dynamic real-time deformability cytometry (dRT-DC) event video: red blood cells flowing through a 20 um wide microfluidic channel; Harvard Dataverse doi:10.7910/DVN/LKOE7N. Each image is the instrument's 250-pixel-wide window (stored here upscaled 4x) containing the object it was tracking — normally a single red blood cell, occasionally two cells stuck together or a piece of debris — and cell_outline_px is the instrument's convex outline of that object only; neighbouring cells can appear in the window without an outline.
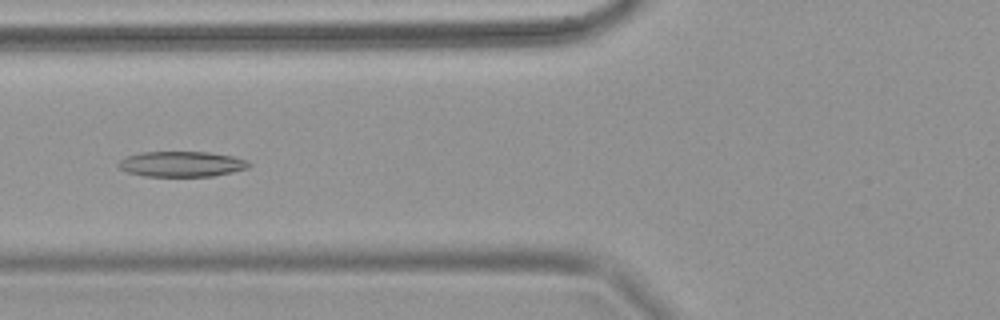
{"species": "common noctule bat (a hibernating species)", "species_latin": "Nyctalus noctula", "temperature_condition": "warm", "stored_images_in_passage": 67, "camera_frame_rate_fps": 3000, "um_per_image_px": 0.085, "animal": {"sex": "female", "body_mass_g": 18.4}, "frame": {"image": 1, "passage_image": 28, "time_ms": 9.0, "image_size_px": [1000, 320], "cell_outline_px": [[252, 164], [248, 168], [232, 172], [212, 176], [144, 176], [128, 172], [120, 168], [116, 164], [124, 156], [140, 152], [208, 152], [232, 156], [248, 160]], "centroid_in_image_um": [15.43, 13.94], "position_along_channel_um": 110.4, "area_um2": 19.42}}
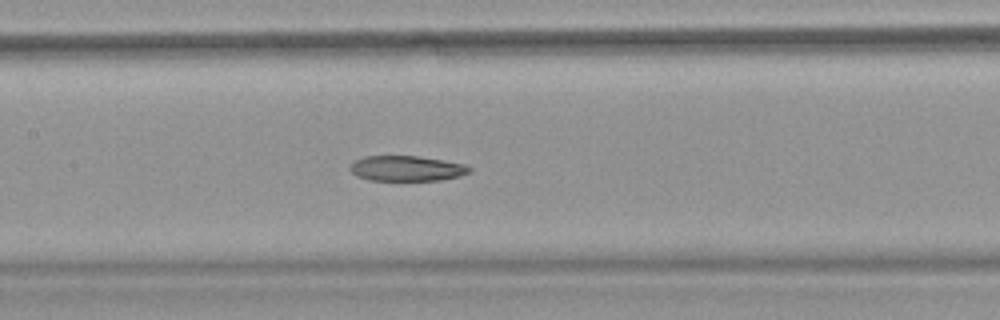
{"frame": {"image": 2, "passage_image": 34, "time_ms": 11.0, "image_size_px": [1000, 320], "cell_outline_px": [[472, 172], [460, 176], [440, 180], [368, 180], [356, 176], [348, 168], [356, 160], [364, 156], [416, 156], [464, 164], [472, 168]], "centroid_in_image_um": [34.56, 14.32], "position_along_channel_um": 172.8, "area_um2": 17.51}}
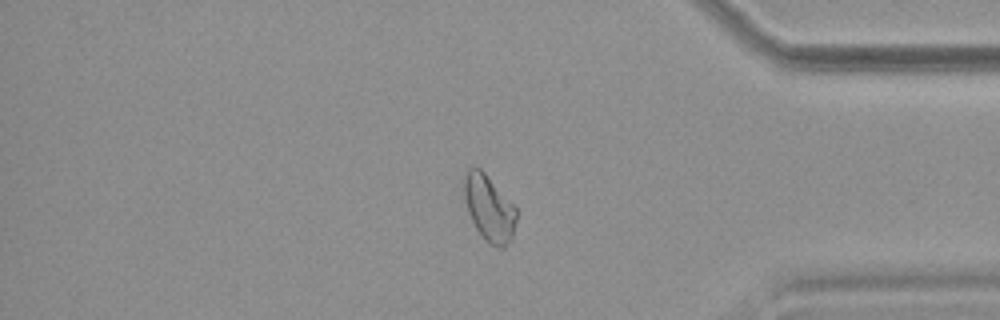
{"frame": {"image": 3, "passage_image": 57, "time_ms": 18.667, "image_size_px": [1000, 320], "cell_outline_px": [[516, 220], [512, 240], [504, 248], [496, 248], [488, 244], [476, 228], [468, 212], [460, 188], [460, 180], [468, 168], [480, 168], [484, 172], [516, 208]], "centroid_in_image_um": [41.52, 17.69], "position_along_channel_um": 393.7, "area_um2": 20.58}}